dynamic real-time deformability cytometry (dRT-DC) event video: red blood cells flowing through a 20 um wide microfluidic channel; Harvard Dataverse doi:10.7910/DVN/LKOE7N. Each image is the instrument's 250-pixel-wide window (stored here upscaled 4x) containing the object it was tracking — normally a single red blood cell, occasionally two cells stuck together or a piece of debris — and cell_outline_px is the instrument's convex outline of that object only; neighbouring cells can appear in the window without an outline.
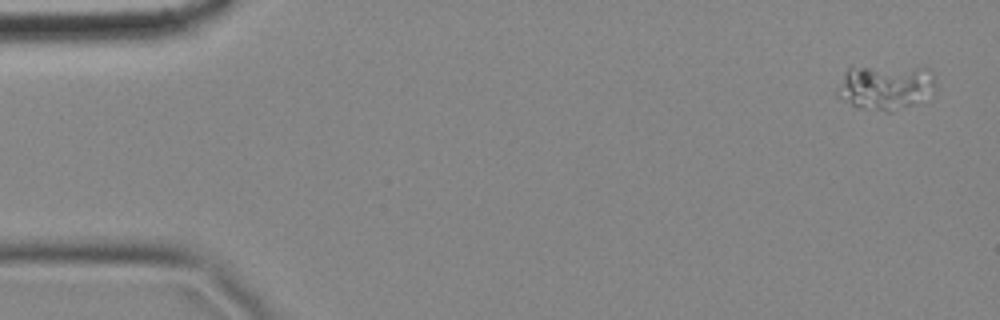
{"species": "common noctule bat (a hibernating species)", "species_latin": "Nyctalus noctula", "temperature_condition": "cold", "stored_images_in_passage": 5, "camera_frame_rate_fps": 3000, "um_per_image_px": 0.085, "animal": {"sex": "female", "body_mass_g": 18.4}, "frame": {"image": 1, "passage_image": 1, "time_ms": 0.0, "image_size_px": [1000, 320], "cell_outline_px": [[936, 92], [892, 112], [888, 112], [856, 108], [836, 96], [836, 92], [844, 72], [848, 68], [928, 68], [932, 72], [936, 84]], "centroid_in_image_um": [75.25, 7.44], "position_along_channel_um": 9.8, "area_um2": 25.49}}
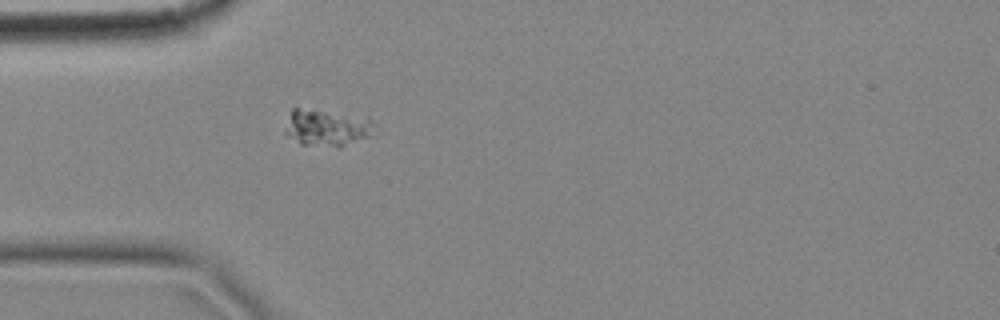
{"frame": {"image": 2, "passage_image": 5, "time_ms": 1.333, "image_size_px": [1000, 320], "cell_outline_px": [[376, 136], [336, 148], [300, 144], [288, 136], [284, 132], [292, 108], [300, 108], [368, 112], [372, 120]], "centroid_in_image_um": [27.95, 10.81], "position_along_channel_um": 57.0, "area_um2": 20.75}}